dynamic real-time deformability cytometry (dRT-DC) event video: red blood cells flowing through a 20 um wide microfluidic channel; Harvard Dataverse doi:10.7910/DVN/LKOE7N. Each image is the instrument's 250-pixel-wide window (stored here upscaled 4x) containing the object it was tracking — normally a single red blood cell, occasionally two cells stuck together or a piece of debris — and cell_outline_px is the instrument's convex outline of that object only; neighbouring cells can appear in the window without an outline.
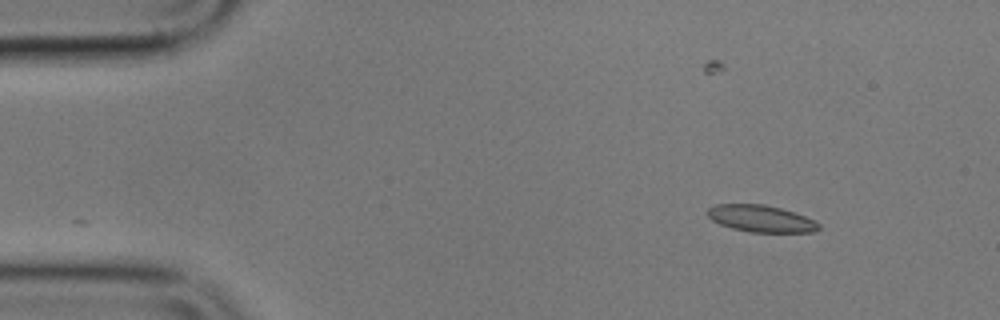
{"species": "common noctule bat (a hibernating species)", "species_latin": "Nyctalus noctula", "temperature_condition": "cold", "stored_images_in_passage": 15, "camera_frame_rate_fps": 3000, "um_per_image_px": 0.085, "animal": {"sex": "male", "body_mass_g": 17.9}, "frame": {"image": 1, "passage_image": 1, "time_ms": 0.0, "image_size_px": [1000, 320], "cell_outline_px": [[820, 228], [812, 232], [748, 232], [732, 228], [720, 224], [712, 220], [708, 216], [708, 208], [716, 204], [764, 204], [780, 208], [816, 220], [820, 224]], "centroid_in_image_um": [64.68, 18.58], "position_along_channel_um": 20.3, "area_um2": 17.34}}
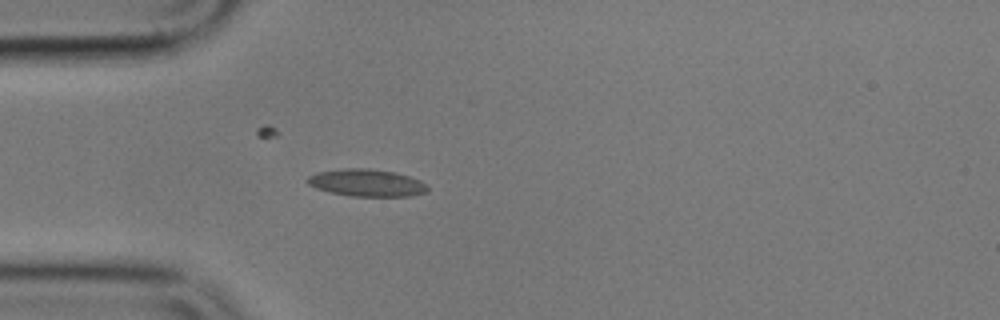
{"frame": {"image": 2, "passage_image": 10, "time_ms": 3.0, "image_size_px": [1000, 320], "cell_outline_px": [[428, 192], [408, 196], [352, 196], [332, 192], [316, 188], [308, 184], [304, 180], [308, 176], [316, 172], [344, 168], [368, 168], [396, 172], [420, 180], [428, 188]], "centroid_in_image_um": [31.14, 15.53], "position_along_channel_um": 53.9, "area_um2": 19.07}}
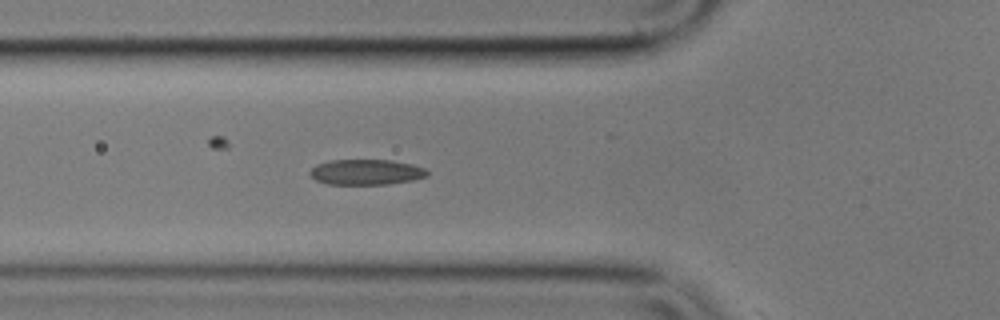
{"frame": {"image": 3, "passage_image": 14, "time_ms": 4.333, "image_size_px": [1000, 320], "cell_outline_px": [[428, 176], [412, 180], [388, 184], [328, 184], [316, 180], [308, 172], [316, 164], [332, 160], [392, 160], [412, 164], [424, 168], [428, 172]], "centroid_in_image_um": [31.13, 14.62], "position_along_channel_um": 94.7, "area_um2": 17.34}}